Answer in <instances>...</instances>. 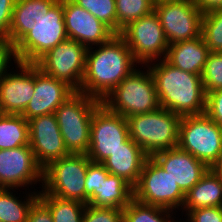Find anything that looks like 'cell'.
Returning a JSON list of instances; mask_svg holds the SVG:
<instances>
[{
	"label": "cell",
	"instance_id": "obj_17",
	"mask_svg": "<svg viewBox=\"0 0 222 222\" xmlns=\"http://www.w3.org/2000/svg\"><path fill=\"white\" fill-rule=\"evenodd\" d=\"M64 24L68 39L87 48L109 41L115 33L89 11L72 0H63Z\"/></svg>",
	"mask_w": 222,
	"mask_h": 222
},
{
	"label": "cell",
	"instance_id": "obj_41",
	"mask_svg": "<svg viewBox=\"0 0 222 222\" xmlns=\"http://www.w3.org/2000/svg\"><path fill=\"white\" fill-rule=\"evenodd\" d=\"M211 169L215 173H222V153L220 154L218 160L211 166Z\"/></svg>",
	"mask_w": 222,
	"mask_h": 222
},
{
	"label": "cell",
	"instance_id": "obj_7",
	"mask_svg": "<svg viewBox=\"0 0 222 222\" xmlns=\"http://www.w3.org/2000/svg\"><path fill=\"white\" fill-rule=\"evenodd\" d=\"M178 147L211 168L222 153V127L206 114L183 116Z\"/></svg>",
	"mask_w": 222,
	"mask_h": 222
},
{
	"label": "cell",
	"instance_id": "obj_27",
	"mask_svg": "<svg viewBox=\"0 0 222 222\" xmlns=\"http://www.w3.org/2000/svg\"><path fill=\"white\" fill-rule=\"evenodd\" d=\"M39 200L50 210L53 222H82L87 204L49 194H39Z\"/></svg>",
	"mask_w": 222,
	"mask_h": 222
},
{
	"label": "cell",
	"instance_id": "obj_36",
	"mask_svg": "<svg viewBox=\"0 0 222 222\" xmlns=\"http://www.w3.org/2000/svg\"><path fill=\"white\" fill-rule=\"evenodd\" d=\"M205 114L222 127V89L206 94Z\"/></svg>",
	"mask_w": 222,
	"mask_h": 222
},
{
	"label": "cell",
	"instance_id": "obj_5",
	"mask_svg": "<svg viewBox=\"0 0 222 222\" xmlns=\"http://www.w3.org/2000/svg\"><path fill=\"white\" fill-rule=\"evenodd\" d=\"M102 101L75 91L55 110L63 141L70 154H87L94 110Z\"/></svg>",
	"mask_w": 222,
	"mask_h": 222
},
{
	"label": "cell",
	"instance_id": "obj_20",
	"mask_svg": "<svg viewBox=\"0 0 222 222\" xmlns=\"http://www.w3.org/2000/svg\"><path fill=\"white\" fill-rule=\"evenodd\" d=\"M148 157L144 150L128 137L124 146L113 152L102 164L110 174L122 177L134 187Z\"/></svg>",
	"mask_w": 222,
	"mask_h": 222
},
{
	"label": "cell",
	"instance_id": "obj_25",
	"mask_svg": "<svg viewBox=\"0 0 222 222\" xmlns=\"http://www.w3.org/2000/svg\"><path fill=\"white\" fill-rule=\"evenodd\" d=\"M16 190L20 191V189L14 188H0L1 222H27L30 208L39 199L40 189L37 190L34 188L35 191H27L25 189V192L20 191L19 196ZM24 193L25 195H23Z\"/></svg>",
	"mask_w": 222,
	"mask_h": 222
},
{
	"label": "cell",
	"instance_id": "obj_40",
	"mask_svg": "<svg viewBox=\"0 0 222 222\" xmlns=\"http://www.w3.org/2000/svg\"><path fill=\"white\" fill-rule=\"evenodd\" d=\"M193 2L203 14L222 9V0H193Z\"/></svg>",
	"mask_w": 222,
	"mask_h": 222
},
{
	"label": "cell",
	"instance_id": "obj_28",
	"mask_svg": "<svg viewBox=\"0 0 222 222\" xmlns=\"http://www.w3.org/2000/svg\"><path fill=\"white\" fill-rule=\"evenodd\" d=\"M175 212L141 203L134 198L123 209V222H180ZM177 219H175V218Z\"/></svg>",
	"mask_w": 222,
	"mask_h": 222
},
{
	"label": "cell",
	"instance_id": "obj_8",
	"mask_svg": "<svg viewBox=\"0 0 222 222\" xmlns=\"http://www.w3.org/2000/svg\"><path fill=\"white\" fill-rule=\"evenodd\" d=\"M185 195L171 176L152 157H148L133 187V198L147 205L171 210L176 215L181 212Z\"/></svg>",
	"mask_w": 222,
	"mask_h": 222
},
{
	"label": "cell",
	"instance_id": "obj_34",
	"mask_svg": "<svg viewBox=\"0 0 222 222\" xmlns=\"http://www.w3.org/2000/svg\"><path fill=\"white\" fill-rule=\"evenodd\" d=\"M82 222H123V209L92 207L87 204Z\"/></svg>",
	"mask_w": 222,
	"mask_h": 222
},
{
	"label": "cell",
	"instance_id": "obj_38",
	"mask_svg": "<svg viewBox=\"0 0 222 222\" xmlns=\"http://www.w3.org/2000/svg\"><path fill=\"white\" fill-rule=\"evenodd\" d=\"M17 62L15 49L7 40H0V80L6 75Z\"/></svg>",
	"mask_w": 222,
	"mask_h": 222
},
{
	"label": "cell",
	"instance_id": "obj_37",
	"mask_svg": "<svg viewBox=\"0 0 222 222\" xmlns=\"http://www.w3.org/2000/svg\"><path fill=\"white\" fill-rule=\"evenodd\" d=\"M15 2L16 0H0V40L8 41Z\"/></svg>",
	"mask_w": 222,
	"mask_h": 222
},
{
	"label": "cell",
	"instance_id": "obj_18",
	"mask_svg": "<svg viewBox=\"0 0 222 222\" xmlns=\"http://www.w3.org/2000/svg\"><path fill=\"white\" fill-rule=\"evenodd\" d=\"M75 90L66 82L45 74L35 64L34 96L21 114L27 121L32 118L55 113V110Z\"/></svg>",
	"mask_w": 222,
	"mask_h": 222
},
{
	"label": "cell",
	"instance_id": "obj_11",
	"mask_svg": "<svg viewBox=\"0 0 222 222\" xmlns=\"http://www.w3.org/2000/svg\"><path fill=\"white\" fill-rule=\"evenodd\" d=\"M129 137L127 118L110 111L103 103L95 110L91 119L88 158L102 163L113 152L124 146Z\"/></svg>",
	"mask_w": 222,
	"mask_h": 222
},
{
	"label": "cell",
	"instance_id": "obj_22",
	"mask_svg": "<svg viewBox=\"0 0 222 222\" xmlns=\"http://www.w3.org/2000/svg\"><path fill=\"white\" fill-rule=\"evenodd\" d=\"M210 52L201 35L192 40L170 44L164 59L182 71L201 75Z\"/></svg>",
	"mask_w": 222,
	"mask_h": 222
},
{
	"label": "cell",
	"instance_id": "obj_13",
	"mask_svg": "<svg viewBox=\"0 0 222 222\" xmlns=\"http://www.w3.org/2000/svg\"><path fill=\"white\" fill-rule=\"evenodd\" d=\"M168 44L201 36L203 13L193 0H173L154 5Z\"/></svg>",
	"mask_w": 222,
	"mask_h": 222
},
{
	"label": "cell",
	"instance_id": "obj_16",
	"mask_svg": "<svg viewBox=\"0 0 222 222\" xmlns=\"http://www.w3.org/2000/svg\"><path fill=\"white\" fill-rule=\"evenodd\" d=\"M0 80V111L22 114L34 96L35 64L17 61Z\"/></svg>",
	"mask_w": 222,
	"mask_h": 222
},
{
	"label": "cell",
	"instance_id": "obj_19",
	"mask_svg": "<svg viewBox=\"0 0 222 222\" xmlns=\"http://www.w3.org/2000/svg\"><path fill=\"white\" fill-rule=\"evenodd\" d=\"M187 192L202 178L209 167L179 147L157 152L151 156Z\"/></svg>",
	"mask_w": 222,
	"mask_h": 222
},
{
	"label": "cell",
	"instance_id": "obj_33",
	"mask_svg": "<svg viewBox=\"0 0 222 222\" xmlns=\"http://www.w3.org/2000/svg\"><path fill=\"white\" fill-rule=\"evenodd\" d=\"M102 163L90 162L85 177V204H88L96 195H98L101 184V176H109Z\"/></svg>",
	"mask_w": 222,
	"mask_h": 222
},
{
	"label": "cell",
	"instance_id": "obj_10",
	"mask_svg": "<svg viewBox=\"0 0 222 222\" xmlns=\"http://www.w3.org/2000/svg\"><path fill=\"white\" fill-rule=\"evenodd\" d=\"M119 35L140 65L162 60L166 56L169 44L155 10L130 22Z\"/></svg>",
	"mask_w": 222,
	"mask_h": 222
},
{
	"label": "cell",
	"instance_id": "obj_3",
	"mask_svg": "<svg viewBox=\"0 0 222 222\" xmlns=\"http://www.w3.org/2000/svg\"><path fill=\"white\" fill-rule=\"evenodd\" d=\"M138 68L102 101L110 111L125 118L156 111L161 107L151 71L146 65Z\"/></svg>",
	"mask_w": 222,
	"mask_h": 222
},
{
	"label": "cell",
	"instance_id": "obj_35",
	"mask_svg": "<svg viewBox=\"0 0 222 222\" xmlns=\"http://www.w3.org/2000/svg\"><path fill=\"white\" fill-rule=\"evenodd\" d=\"M183 222H222V207H201L189 211Z\"/></svg>",
	"mask_w": 222,
	"mask_h": 222
},
{
	"label": "cell",
	"instance_id": "obj_15",
	"mask_svg": "<svg viewBox=\"0 0 222 222\" xmlns=\"http://www.w3.org/2000/svg\"><path fill=\"white\" fill-rule=\"evenodd\" d=\"M28 129L29 145L42 169L51 162L70 155L54 113L30 119Z\"/></svg>",
	"mask_w": 222,
	"mask_h": 222
},
{
	"label": "cell",
	"instance_id": "obj_21",
	"mask_svg": "<svg viewBox=\"0 0 222 222\" xmlns=\"http://www.w3.org/2000/svg\"><path fill=\"white\" fill-rule=\"evenodd\" d=\"M59 0H16L8 42L15 46Z\"/></svg>",
	"mask_w": 222,
	"mask_h": 222
},
{
	"label": "cell",
	"instance_id": "obj_2",
	"mask_svg": "<svg viewBox=\"0 0 222 222\" xmlns=\"http://www.w3.org/2000/svg\"><path fill=\"white\" fill-rule=\"evenodd\" d=\"M162 108L181 117L205 114L206 93L201 75L182 71L165 59L146 64Z\"/></svg>",
	"mask_w": 222,
	"mask_h": 222
},
{
	"label": "cell",
	"instance_id": "obj_30",
	"mask_svg": "<svg viewBox=\"0 0 222 222\" xmlns=\"http://www.w3.org/2000/svg\"><path fill=\"white\" fill-rule=\"evenodd\" d=\"M201 35L211 52H222V9L203 14Z\"/></svg>",
	"mask_w": 222,
	"mask_h": 222
},
{
	"label": "cell",
	"instance_id": "obj_26",
	"mask_svg": "<svg viewBox=\"0 0 222 222\" xmlns=\"http://www.w3.org/2000/svg\"><path fill=\"white\" fill-rule=\"evenodd\" d=\"M29 145L28 121L21 114L0 115V150Z\"/></svg>",
	"mask_w": 222,
	"mask_h": 222
},
{
	"label": "cell",
	"instance_id": "obj_14",
	"mask_svg": "<svg viewBox=\"0 0 222 222\" xmlns=\"http://www.w3.org/2000/svg\"><path fill=\"white\" fill-rule=\"evenodd\" d=\"M37 183L40 185L36 188H41L43 169L36 162L30 145L0 150V188L31 191Z\"/></svg>",
	"mask_w": 222,
	"mask_h": 222
},
{
	"label": "cell",
	"instance_id": "obj_1",
	"mask_svg": "<svg viewBox=\"0 0 222 222\" xmlns=\"http://www.w3.org/2000/svg\"><path fill=\"white\" fill-rule=\"evenodd\" d=\"M139 66L125 40L115 34L109 41L88 48L79 92L103 101Z\"/></svg>",
	"mask_w": 222,
	"mask_h": 222
},
{
	"label": "cell",
	"instance_id": "obj_24",
	"mask_svg": "<svg viewBox=\"0 0 222 222\" xmlns=\"http://www.w3.org/2000/svg\"><path fill=\"white\" fill-rule=\"evenodd\" d=\"M133 199V187L122 177L101 176L98 195L89 203L92 207L124 209Z\"/></svg>",
	"mask_w": 222,
	"mask_h": 222
},
{
	"label": "cell",
	"instance_id": "obj_12",
	"mask_svg": "<svg viewBox=\"0 0 222 222\" xmlns=\"http://www.w3.org/2000/svg\"><path fill=\"white\" fill-rule=\"evenodd\" d=\"M88 48L75 40L67 39L51 48L35 64L45 74L62 80L79 91L85 71Z\"/></svg>",
	"mask_w": 222,
	"mask_h": 222
},
{
	"label": "cell",
	"instance_id": "obj_42",
	"mask_svg": "<svg viewBox=\"0 0 222 222\" xmlns=\"http://www.w3.org/2000/svg\"><path fill=\"white\" fill-rule=\"evenodd\" d=\"M167 1H173V0H152V2L154 3V5H156V4H158V3L167 2Z\"/></svg>",
	"mask_w": 222,
	"mask_h": 222
},
{
	"label": "cell",
	"instance_id": "obj_9",
	"mask_svg": "<svg viewBox=\"0 0 222 222\" xmlns=\"http://www.w3.org/2000/svg\"><path fill=\"white\" fill-rule=\"evenodd\" d=\"M67 39L63 0H59L14 46L17 61L35 64L51 48Z\"/></svg>",
	"mask_w": 222,
	"mask_h": 222
},
{
	"label": "cell",
	"instance_id": "obj_31",
	"mask_svg": "<svg viewBox=\"0 0 222 222\" xmlns=\"http://www.w3.org/2000/svg\"><path fill=\"white\" fill-rule=\"evenodd\" d=\"M89 11L117 34V12L115 0H72Z\"/></svg>",
	"mask_w": 222,
	"mask_h": 222
},
{
	"label": "cell",
	"instance_id": "obj_43",
	"mask_svg": "<svg viewBox=\"0 0 222 222\" xmlns=\"http://www.w3.org/2000/svg\"><path fill=\"white\" fill-rule=\"evenodd\" d=\"M216 174L219 176L221 183H222V173H216Z\"/></svg>",
	"mask_w": 222,
	"mask_h": 222
},
{
	"label": "cell",
	"instance_id": "obj_32",
	"mask_svg": "<svg viewBox=\"0 0 222 222\" xmlns=\"http://www.w3.org/2000/svg\"><path fill=\"white\" fill-rule=\"evenodd\" d=\"M205 93L222 89V52H210L201 73Z\"/></svg>",
	"mask_w": 222,
	"mask_h": 222
},
{
	"label": "cell",
	"instance_id": "obj_29",
	"mask_svg": "<svg viewBox=\"0 0 222 222\" xmlns=\"http://www.w3.org/2000/svg\"><path fill=\"white\" fill-rule=\"evenodd\" d=\"M117 12V34L130 22L150 14L154 10L152 0H115Z\"/></svg>",
	"mask_w": 222,
	"mask_h": 222
},
{
	"label": "cell",
	"instance_id": "obj_6",
	"mask_svg": "<svg viewBox=\"0 0 222 222\" xmlns=\"http://www.w3.org/2000/svg\"><path fill=\"white\" fill-rule=\"evenodd\" d=\"M90 162L87 154H70L51 162L43 169L39 194L85 203V177Z\"/></svg>",
	"mask_w": 222,
	"mask_h": 222
},
{
	"label": "cell",
	"instance_id": "obj_23",
	"mask_svg": "<svg viewBox=\"0 0 222 222\" xmlns=\"http://www.w3.org/2000/svg\"><path fill=\"white\" fill-rule=\"evenodd\" d=\"M201 207H222V183L211 168L187 192L180 214L186 212V215L189 211Z\"/></svg>",
	"mask_w": 222,
	"mask_h": 222
},
{
	"label": "cell",
	"instance_id": "obj_39",
	"mask_svg": "<svg viewBox=\"0 0 222 222\" xmlns=\"http://www.w3.org/2000/svg\"><path fill=\"white\" fill-rule=\"evenodd\" d=\"M27 222H53L50 210L38 199L30 208Z\"/></svg>",
	"mask_w": 222,
	"mask_h": 222
},
{
	"label": "cell",
	"instance_id": "obj_4",
	"mask_svg": "<svg viewBox=\"0 0 222 222\" xmlns=\"http://www.w3.org/2000/svg\"><path fill=\"white\" fill-rule=\"evenodd\" d=\"M181 116L160 107L156 111L127 118L129 137L151 157L176 148L179 143Z\"/></svg>",
	"mask_w": 222,
	"mask_h": 222
}]
</instances>
